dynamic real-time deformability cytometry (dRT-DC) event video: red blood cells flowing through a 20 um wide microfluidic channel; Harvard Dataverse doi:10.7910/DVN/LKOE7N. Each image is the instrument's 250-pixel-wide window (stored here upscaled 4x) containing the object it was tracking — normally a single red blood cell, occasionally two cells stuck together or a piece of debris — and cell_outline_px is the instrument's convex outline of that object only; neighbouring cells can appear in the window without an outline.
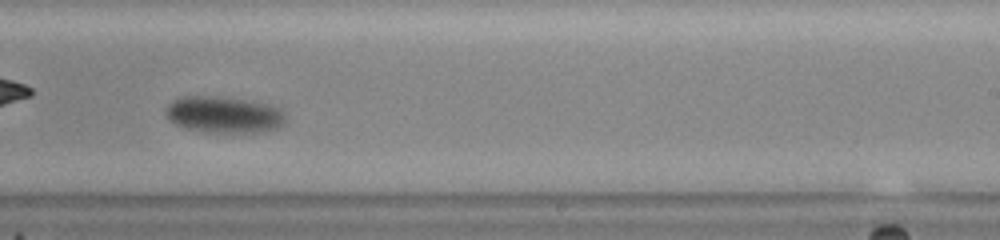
{"species": "common noctule bat (a hibernating species)", "species_latin": "Nyctalus noctula", "temperature_condition": "warm", "stored_images_in_passage": 29, "camera_frame_rate_fps": 3000, "um_per_image_px": 0.085, "animal": {"sex": "female", "body_mass_g": 23.0, "forearm_length_mm": 53.4}, "frame": {"image": 1, "passage_image": 20, "time_ms": 6.333, "image_size_px": [1000, 240], "cell_outline_px": [[284, 124], [276, 128], [264, 132], [212, 132], [184, 128], [176, 124], [168, 116], [168, 104], [172, 100], [184, 96], [212, 96], [244, 100], [268, 104], [280, 108], [284, 112]], "centroid_in_image_um": [19.07, 9.74], "position_along_channel_um": 269.9, "area_um2": 25.09}}
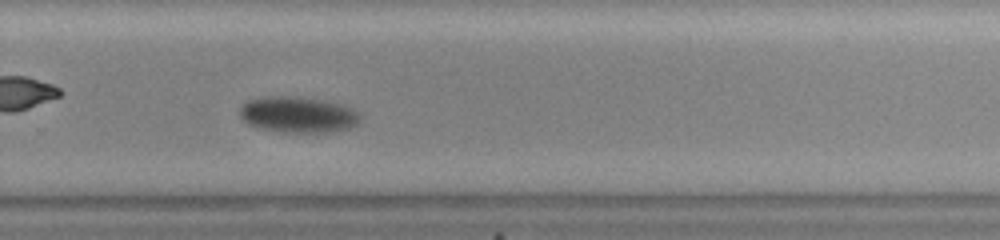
{"frame": {"image": 2, "passage_image": 23, "time_ms": 7.333, "image_size_px": [1000, 240], "cell_outline_px": [[360, 120], [356, 124], [348, 128], [328, 132], [280, 132], [248, 124], [240, 116], [240, 108], [248, 100], [264, 96], [284, 96], [324, 100], [340, 104], [352, 108], [360, 116]], "centroid_in_image_um": [25.32, 9.74], "position_along_channel_um": 304.5, "area_um2": 24.91}}
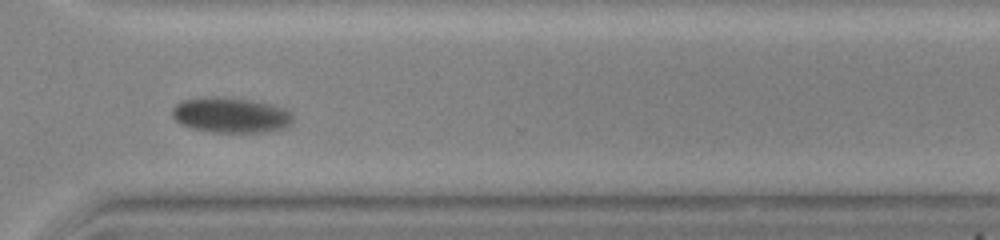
{"frame": {"image": 3, "passage_image": 27, "time_ms": 8.667, "image_size_px": [1000, 240], "cell_outline_px": [[292, 124], [284, 128], [260, 132], [212, 132], [192, 128], [180, 124], [172, 116], [172, 108], [180, 100], [252, 100], [284, 108], [292, 112]], "centroid_in_image_um": [19.65, 9.84], "position_along_channel_um": 350.9, "area_um2": 23.81}}